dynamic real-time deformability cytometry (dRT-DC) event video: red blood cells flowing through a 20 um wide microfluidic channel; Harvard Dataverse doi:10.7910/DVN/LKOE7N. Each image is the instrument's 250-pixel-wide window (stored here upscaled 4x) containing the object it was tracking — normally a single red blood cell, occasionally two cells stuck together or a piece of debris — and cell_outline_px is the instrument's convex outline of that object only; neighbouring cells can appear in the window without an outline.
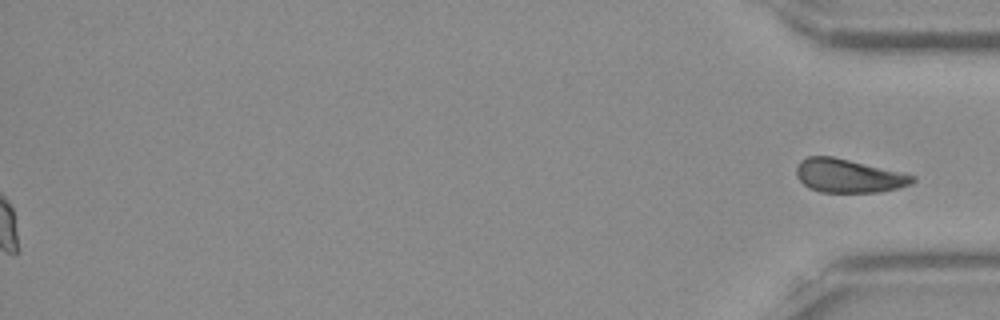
{"species": "Egyptian fruit bat (a non-hibernating species)", "species_latin": "Rousettus aegyptiacus", "temperature_condition": "room temperature", "stored_images_in_passage": 55, "segment_of_instrument_passage": [2, 2], "camera_frame_rate_fps": 3000, "um_per_image_px": 0.085, "frame": {"image": 1, "passage_image": 55, "time_ms": 18.0, "image_size_px": [1000, 320], "cell_outline_px": [[916, 180], [912, 184], [896, 188], [876, 192], [820, 192], [808, 188], [796, 176], [796, 164], [800, 160], [808, 156], [832, 156], [904, 172], [916, 176]], "centroid_in_image_um": [72.12, 14.93], "position_along_channel_um": 363.1, "area_um2": 22.89}}